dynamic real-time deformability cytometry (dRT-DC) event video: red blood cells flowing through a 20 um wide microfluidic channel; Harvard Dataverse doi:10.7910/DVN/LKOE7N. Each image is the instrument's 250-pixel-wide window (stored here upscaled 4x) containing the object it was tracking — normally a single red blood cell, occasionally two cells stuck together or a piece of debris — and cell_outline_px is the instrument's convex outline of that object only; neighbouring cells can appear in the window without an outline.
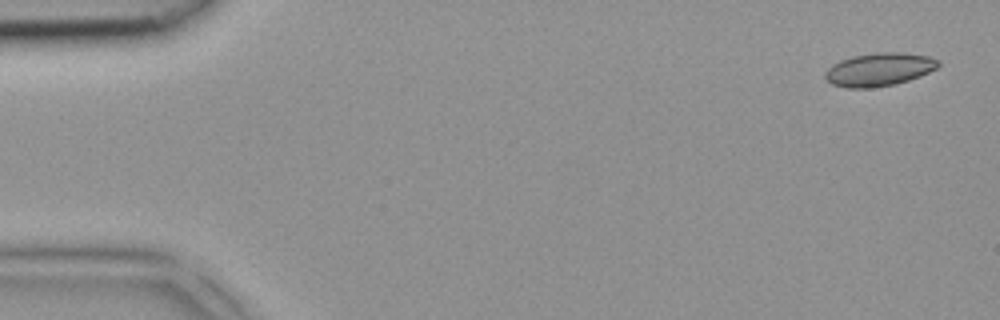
{"species": "common noctule bat (a hibernating species)", "species_latin": "Nyctalus noctula", "temperature_condition": "room temperature", "stored_images_in_passage": 4, "camera_frame_rate_fps": 3000, "um_per_image_px": 0.085, "animal": {"sex": "female", "body_mass_g": 18.4}, "frame": {"image": 1, "passage_image": 1, "time_ms": 0.0, "image_size_px": [1000, 320], "cell_outline_px": [[940, 64], [936, 68], [920, 76], [896, 84], [872, 88], [848, 88], [832, 84], [824, 76], [824, 72], [832, 64], [840, 60], [852, 56], [876, 52], [900, 52], [928, 56], [940, 60]], "centroid_in_image_um": [74.72, 5.9], "position_along_channel_um": 10.3, "area_um2": 21.96}}
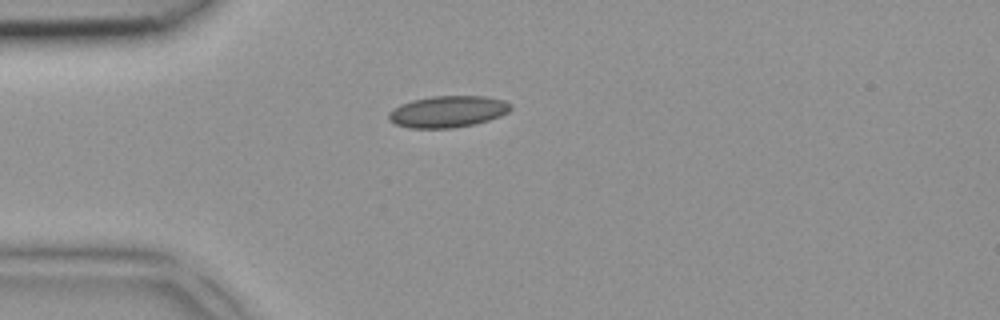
{"frame": {"image": 2, "passage_image": 4, "time_ms": 1.0, "image_size_px": [1000, 320], "cell_outline_px": [[512, 108], [508, 112], [500, 116], [488, 120], [472, 124], [452, 128], [408, 128], [396, 124], [388, 120], [388, 112], [400, 104], [412, 100], [432, 96], [484, 96], [504, 100], [512, 104]], "centroid_in_image_um": [38.05, 9.48], "position_along_channel_um": 47.0, "area_um2": 22.48}}